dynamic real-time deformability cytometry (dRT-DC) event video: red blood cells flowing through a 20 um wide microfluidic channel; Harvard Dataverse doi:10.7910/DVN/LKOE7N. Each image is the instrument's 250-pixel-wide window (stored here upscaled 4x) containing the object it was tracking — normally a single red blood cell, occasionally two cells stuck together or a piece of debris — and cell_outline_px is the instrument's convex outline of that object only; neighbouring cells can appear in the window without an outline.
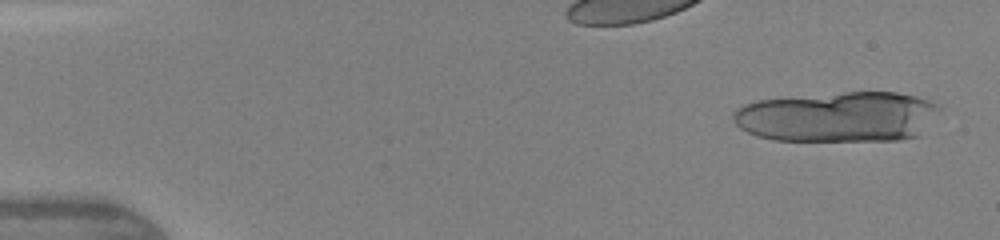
{"species": "human", "species_latin": "Homo sapiens", "temperature_condition": "warm", "stored_images_in_passage": 10, "camera_frame_rate_fps": 3000, "um_per_image_px": 0.085, "donor": {"sex": "female"}, "frame": {"image": 1, "passage_image": 2, "time_ms": 0.333, "image_size_px": [1000, 240], "cell_outline_px": [[940, 108], [920, 136], [900, 140], [772, 140], [756, 136], [740, 128], [732, 120], [732, 116], [736, 108], [744, 104], [756, 100], [844, 92], [896, 92], [916, 96], [940, 104]], "centroid_in_image_um": [71.21, 9.93], "position_along_channel_um": 13.8, "area_um2": 60.69}}